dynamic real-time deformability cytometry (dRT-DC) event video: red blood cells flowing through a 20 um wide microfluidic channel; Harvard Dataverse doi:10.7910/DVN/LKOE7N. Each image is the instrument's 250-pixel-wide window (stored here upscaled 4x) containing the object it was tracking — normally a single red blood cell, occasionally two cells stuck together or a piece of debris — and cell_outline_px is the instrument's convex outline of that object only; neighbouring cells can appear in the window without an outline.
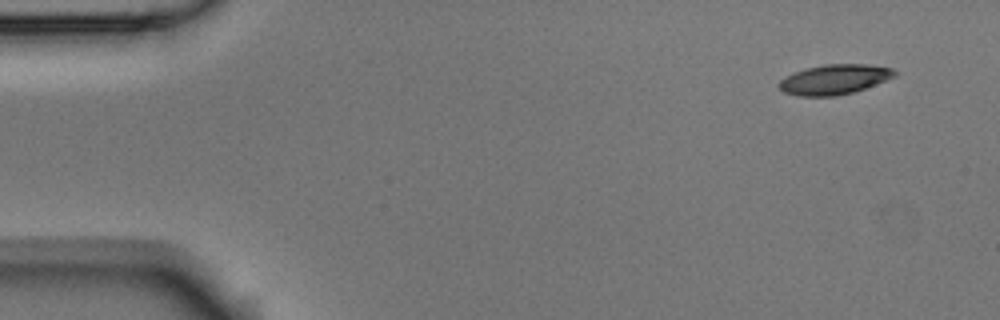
{"species": "Egyptian fruit bat (a non-hibernating species)", "species_latin": "Rousettus aegyptiacus", "temperature_condition": "room temperature", "stored_images_in_passage": 6, "camera_frame_rate_fps": 3000, "um_per_image_px": 0.085, "animal": {"sex": "male"}, "frame": {"image": 1, "passage_image": 1, "time_ms": 0.0, "image_size_px": [1000, 320], "cell_outline_px": [[896, 76], [864, 88], [852, 92], [836, 96], [800, 96], [784, 92], [776, 84], [780, 80], [804, 68], [824, 64], [864, 64], [892, 68], [896, 72]], "centroid_in_image_um": [70.9, 6.75], "position_along_channel_um": 14.1, "area_um2": 19.94}}
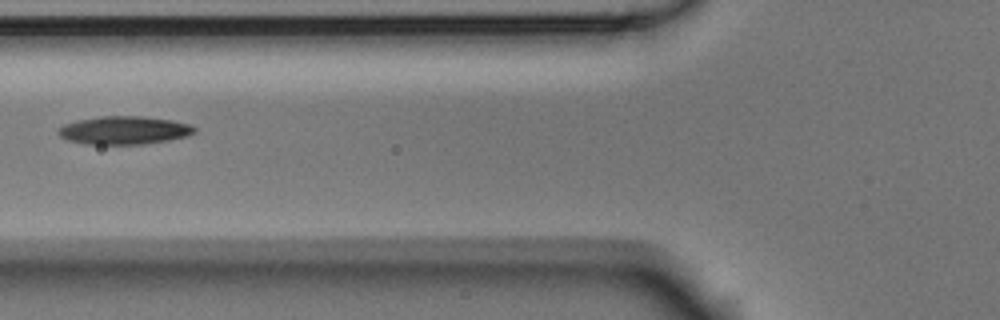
{"frame": {"image": 2, "passage_image": 5, "time_ms": 1.333, "image_size_px": [1000, 320], "cell_outline_px": [[196, 132], [188, 136], [168, 140], [144, 144], [84, 144], [68, 140], [60, 136], [56, 132], [56, 128], [64, 124], [76, 120], [100, 116], [144, 116], [172, 120], [192, 124], [196, 128]], "centroid_in_image_um": [10.54, 11.07], "position_along_channel_um": 115.3, "area_um2": 22.66}}
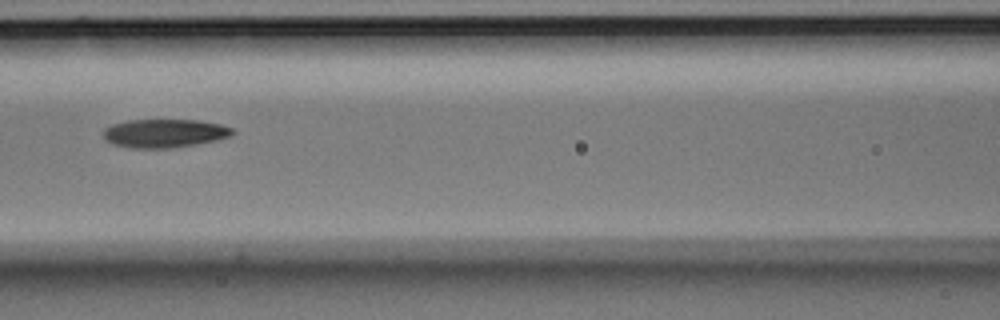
{"frame": {"image": 3, "passage_image": 6, "time_ms": 1.667, "image_size_px": [1000, 320], "cell_outline_px": [[236, 132], [232, 136], [216, 140], [196, 144], [172, 148], [132, 148], [112, 144], [104, 136], [104, 128], [112, 124], [128, 120], [196, 120], [220, 124], [232, 128]], "centroid_in_image_um": [14.0, 11.33], "position_along_channel_um": 152.6, "area_um2": 21.44}}